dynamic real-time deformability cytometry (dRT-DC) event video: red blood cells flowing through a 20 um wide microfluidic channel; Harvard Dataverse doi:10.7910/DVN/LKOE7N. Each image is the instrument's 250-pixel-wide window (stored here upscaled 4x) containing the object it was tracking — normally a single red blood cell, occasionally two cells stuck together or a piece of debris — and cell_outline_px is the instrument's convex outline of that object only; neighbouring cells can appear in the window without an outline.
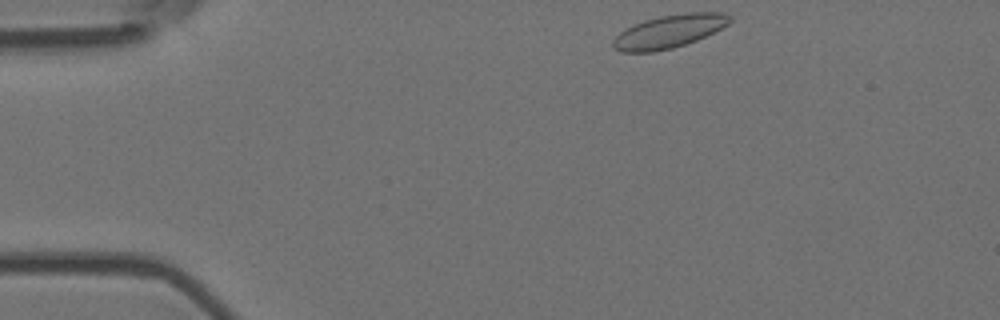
{"species": "Egyptian fruit bat (a non-hibernating species)", "species_latin": "Rousettus aegyptiacus", "temperature_condition": "room temperature", "stored_images_in_passage": 6, "camera_frame_rate_fps": 3000, "um_per_image_px": 0.085, "animal": {"sex": "female"}, "frame": {"image": 1, "passage_image": 1, "time_ms": 0.0, "image_size_px": [1000, 320], "cell_outline_px": [[732, 20], [728, 24], [696, 40], [672, 48], [652, 52], [620, 52], [612, 48], [612, 40], [620, 32], [644, 20], [660, 16], [684, 12], [720, 12], [732, 16]], "centroid_in_image_um": [56.85, 2.66], "position_along_channel_um": 28.1, "area_um2": 22.37}}
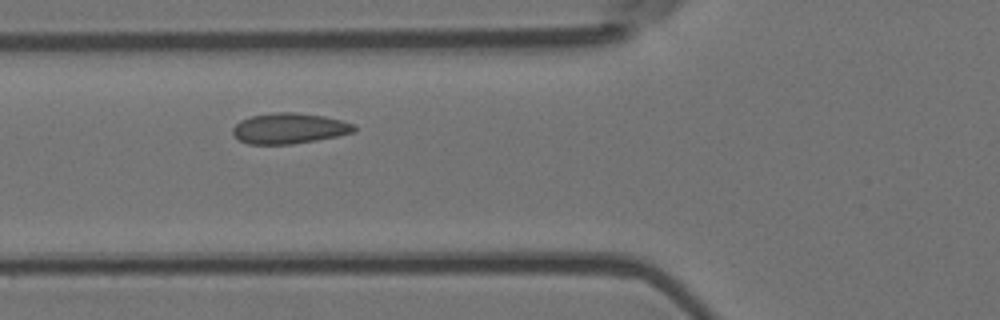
{"frame": {"image": 2, "passage_image": 4, "time_ms": 1.0, "image_size_px": [1000, 320], "cell_outline_px": [[356, 132], [316, 140], [292, 144], [248, 144], [240, 140], [232, 132], [232, 128], [240, 120], [252, 116], [272, 112], [296, 112], [324, 116], [356, 124]], "centroid_in_image_um": [24.6, 10.9], "position_along_channel_um": 101.2, "area_um2": 21.68}}
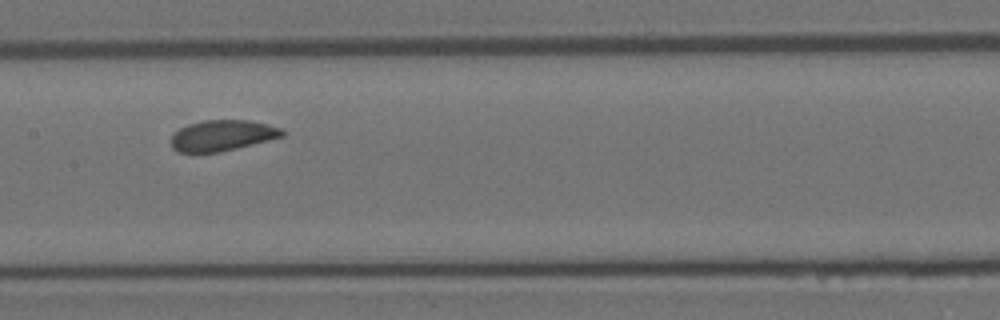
{"frame": {"image": 3, "passage_image": 6, "time_ms": 1.667, "image_size_px": [1000, 320], "cell_outline_px": [[284, 136], [220, 152], [180, 152], [172, 148], [172, 136], [180, 128], [188, 124], [204, 120], [248, 120], [268, 124], [280, 128], [284, 132]], "centroid_in_image_um": [18.9, 11.51], "position_along_channel_um": 188.5, "area_um2": 19.71}}